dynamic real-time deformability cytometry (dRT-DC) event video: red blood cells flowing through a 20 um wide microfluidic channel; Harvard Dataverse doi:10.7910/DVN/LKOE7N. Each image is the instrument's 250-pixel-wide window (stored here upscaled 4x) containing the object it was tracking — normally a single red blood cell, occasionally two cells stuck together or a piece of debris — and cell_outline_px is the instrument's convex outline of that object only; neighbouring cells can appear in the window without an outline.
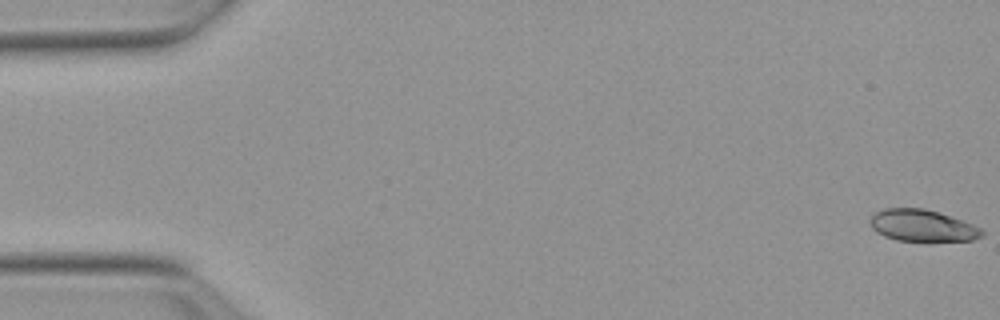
{"species": "Egyptian fruit bat (a non-hibernating species)", "species_latin": "Rousettus aegyptiacus", "temperature_condition": "warm", "stored_images_in_passage": 11, "camera_frame_rate_fps": 3000, "um_per_image_px": 0.085, "animal": {"sex": "female"}, "frame": {"image": 1, "passage_image": 1, "time_ms": 0.0, "image_size_px": [1000, 320], "cell_outline_px": [[984, 236], [972, 240], [896, 240], [884, 236], [876, 232], [872, 228], [872, 216], [876, 212], [884, 208], [924, 208], [972, 224], [980, 228], [984, 232]], "centroid_in_image_um": [78.39, 19.17], "position_along_channel_um": 6.6, "area_um2": 20.17}}